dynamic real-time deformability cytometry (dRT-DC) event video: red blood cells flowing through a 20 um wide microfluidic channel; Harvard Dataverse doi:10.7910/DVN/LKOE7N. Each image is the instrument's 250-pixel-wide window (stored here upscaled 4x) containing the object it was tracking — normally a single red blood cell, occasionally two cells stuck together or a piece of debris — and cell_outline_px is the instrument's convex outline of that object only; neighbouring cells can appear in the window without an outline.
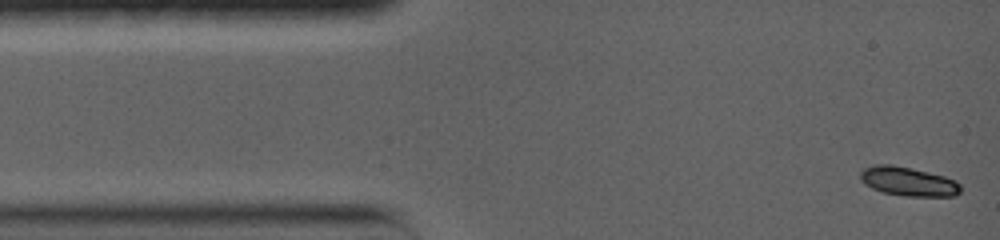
{"species": "common noctule bat (a hibernating species)", "species_latin": "Nyctalus noctula", "temperature_condition": "warm", "stored_images_in_passage": 7, "camera_frame_rate_fps": 5000, "um_per_image_px": 0.085, "animal": {"sex": "female", "body_mass_g": 19.0, "forearm_length_mm": 56.7}, "frame": {"image": 1, "passage_image": 1, "time_ms": 0.0, "image_size_px": [1000, 240], "cell_outline_px": [[960, 192], [956, 196], [904, 196], [884, 192], [872, 188], [864, 184], [860, 180], [860, 172], [864, 168], [872, 164], [892, 164], [928, 172], [944, 176], [956, 180], [960, 184]], "centroid_in_image_um": [77.18, 15.42], "position_along_channel_um": 7.8, "area_um2": 17.05}}
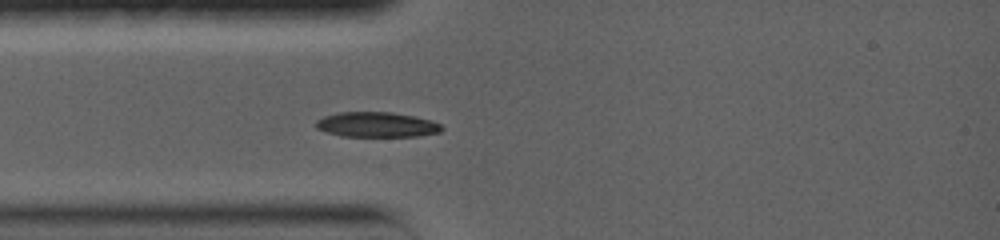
{"frame": {"image": 2, "passage_image": 7, "time_ms": 3.2, "image_size_px": [1000, 240], "cell_outline_px": [[444, 128], [440, 132], [420, 136], [340, 136], [324, 132], [316, 128], [316, 120], [324, 116], [336, 112], [392, 112], [432, 120], [440, 124]], "centroid_in_image_um": [32.0, 10.59], "position_along_channel_um": 53.0, "area_um2": 18.5}}